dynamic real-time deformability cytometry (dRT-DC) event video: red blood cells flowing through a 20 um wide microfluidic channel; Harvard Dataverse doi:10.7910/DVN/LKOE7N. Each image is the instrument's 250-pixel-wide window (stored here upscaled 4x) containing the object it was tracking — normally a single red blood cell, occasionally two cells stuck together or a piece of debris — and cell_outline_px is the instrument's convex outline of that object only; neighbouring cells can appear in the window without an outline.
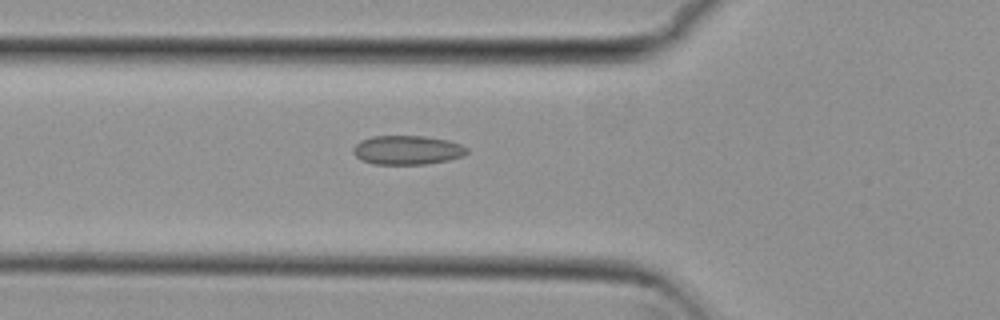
{"species": "common noctule bat (a hibernating species)", "species_latin": "Nyctalus noctula", "temperature_condition": "cold", "stored_images_in_passage": 54, "camera_frame_rate_fps": 3000, "um_per_image_px": 0.085, "animal": {"sex": "female", "body_mass_g": 29.2, "forearm_length_mm": 56.3}, "frame": {"image": 1, "passage_image": 19, "time_ms": 6.0, "image_size_px": [1000, 320], "cell_outline_px": [[468, 152], [464, 156], [448, 160], [428, 164], [372, 164], [356, 156], [352, 152], [352, 148], [360, 140], [372, 136], [424, 136], [448, 140], [460, 144], [468, 148]], "centroid_in_image_um": [34.63, 12.75], "position_along_channel_um": 91.2, "area_um2": 19.36}}
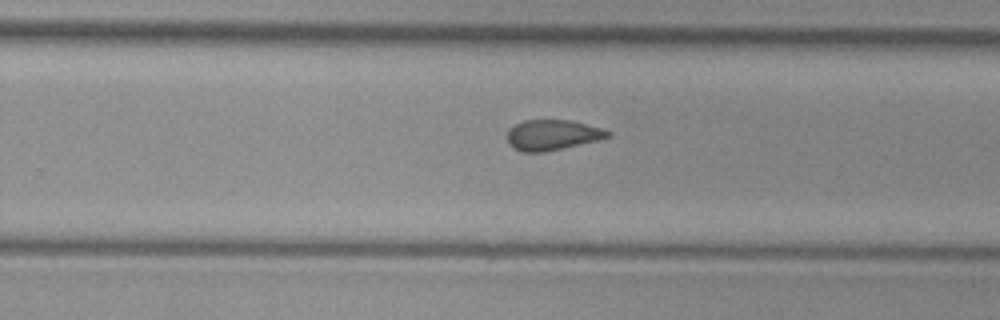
{"frame": {"image": 2, "passage_image": 34, "time_ms": 11.0, "image_size_px": [1000, 320], "cell_outline_px": [[612, 136], [600, 140], [564, 148], [544, 152], [520, 152], [512, 148], [508, 144], [508, 128], [524, 120], [572, 120], [604, 128], [612, 132]], "centroid_in_image_um": [46.99, 11.47], "position_along_channel_um": 282.8, "area_um2": 18.21}}
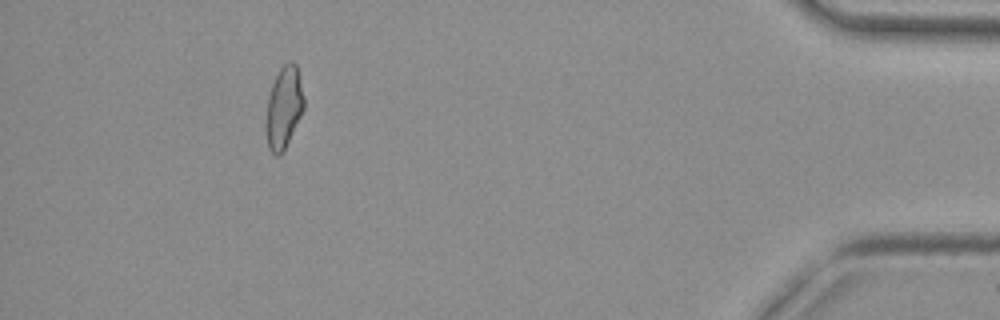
{"frame": {"image": 3, "passage_image": 49, "time_ms": 16.0, "image_size_px": [1000, 320], "cell_outline_px": [[304, 108], [280, 156], [276, 156], [268, 148], [268, 96], [272, 84], [280, 68], [288, 60], [292, 60], [296, 64], [304, 96]], "centroid_in_image_um": [24.16, 9.06], "position_along_channel_um": 411.0, "area_um2": 17.34}, "authors_computed_cell_mechanics": {"area_um2": 18.8428, "velocity_mm_per_s": 3.8355, "shape_relaxation_time_tau1_ms": null, "shape_relaxation_time_tau2_ms": 1.7164, "deformation_change_tau1": null, "deformation_change_tau2": 0.0693}}